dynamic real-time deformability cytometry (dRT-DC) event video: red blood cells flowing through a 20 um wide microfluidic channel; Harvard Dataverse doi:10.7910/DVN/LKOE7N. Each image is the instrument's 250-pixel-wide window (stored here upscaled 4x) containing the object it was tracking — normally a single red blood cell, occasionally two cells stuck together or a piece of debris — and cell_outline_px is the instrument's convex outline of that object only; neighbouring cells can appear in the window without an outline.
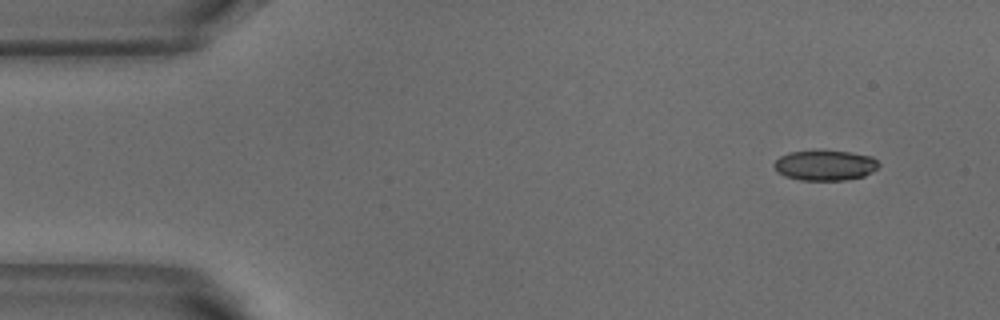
{"species": "common noctule bat (a hibernating species)", "species_latin": "Nyctalus noctula", "temperature_condition": "warm", "stored_images_in_passage": 5, "camera_frame_rate_fps": 3000, "um_per_image_px": 0.085, "animal": {"sex": "male", "body_mass_g": 18.8}, "frame": {"image": 1, "passage_image": 1, "time_ms": 0.0, "image_size_px": [1000, 320], "cell_outline_px": [[880, 164], [872, 172], [864, 176], [844, 180], [800, 180], [784, 176], [776, 172], [772, 164], [780, 156], [788, 152], [848, 152], [872, 156]], "centroid_in_image_um": [70.1, 14.08], "position_along_channel_um": 14.9, "area_um2": 18.21}}
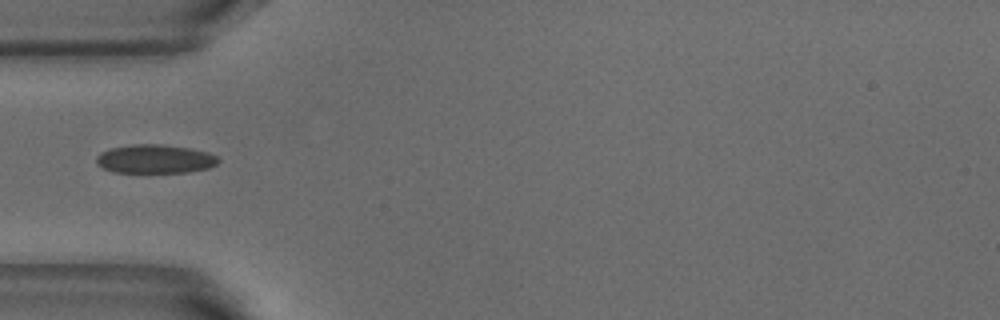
{"frame": {"image": 2, "passage_image": 4, "time_ms": 1.0, "image_size_px": [1000, 320], "cell_outline_px": [[220, 160], [216, 164], [208, 168], [188, 172], [112, 172], [96, 164], [96, 156], [100, 152], [108, 148], [136, 144], [164, 144], [188, 148], [208, 152], [216, 156]], "centroid_in_image_um": [13.14, 13.5], "position_along_channel_um": 71.9, "area_um2": 20.46}}
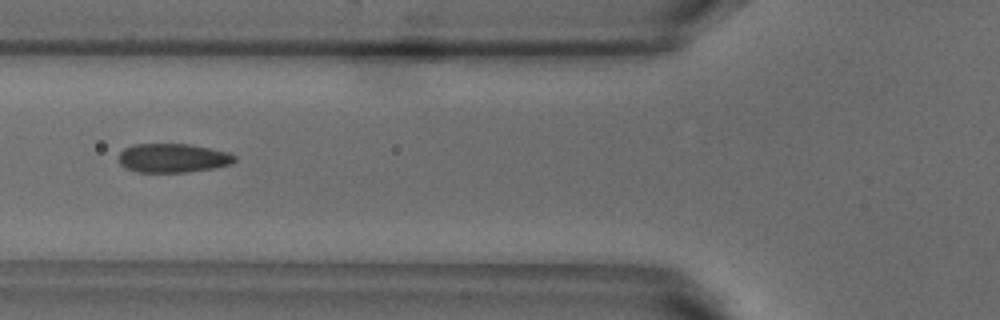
{"frame": {"image": 3, "passage_image": 5, "time_ms": 1.333, "image_size_px": [1000, 320], "cell_outline_px": [[236, 160], [232, 164], [212, 168], [184, 172], [136, 172], [124, 168], [120, 164], [120, 152], [124, 148], [132, 144], [188, 144], [228, 152], [236, 156]], "centroid_in_image_um": [14.67, 13.43], "position_along_channel_um": 111.1, "area_um2": 19.54}}